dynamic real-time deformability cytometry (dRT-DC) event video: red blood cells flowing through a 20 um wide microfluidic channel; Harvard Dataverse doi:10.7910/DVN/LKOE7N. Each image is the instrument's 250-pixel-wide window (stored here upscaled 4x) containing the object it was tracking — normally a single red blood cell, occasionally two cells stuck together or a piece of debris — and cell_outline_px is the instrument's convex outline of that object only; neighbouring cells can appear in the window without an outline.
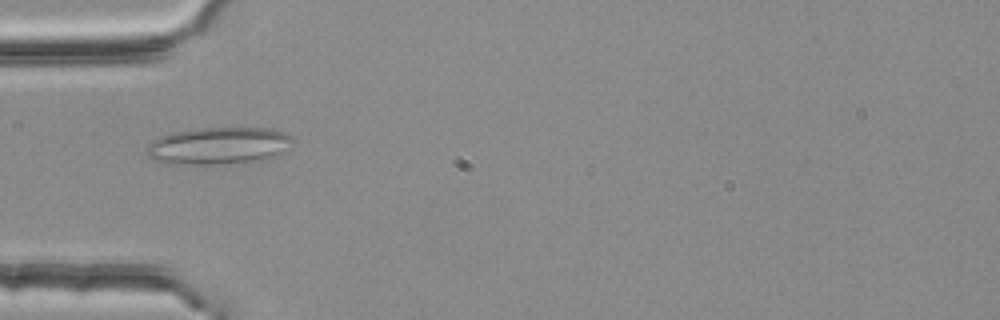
{"species": "common noctule bat (a hibernating species)", "species_latin": "Nyctalus noctula", "temperature_condition": "room temperature", "stored_images_in_passage": 47, "camera_frame_rate_fps": 3000, "um_per_image_px": 0.085, "animal": {"sex": "female", "body_mass_g": 25.1}, "frame": {"image": 1, "passage_image": 10, "time_ms": 3.0, "image_size_px": [1000, 320], "cell_outline_px": [[292, 140], [284, 152], [276, 156], [264, 160], [196, 164], [168, 164], [156, 160], [148, 156], [148, 144], [152, 140], [160, 136], [172, 132], [196, 128], [268, 128], [284, 132], [292, 136]], "centroid_in_image_um": [18.57, 12.37], "position_along_channel_um": 66.4, "area_um2": 31.39}}
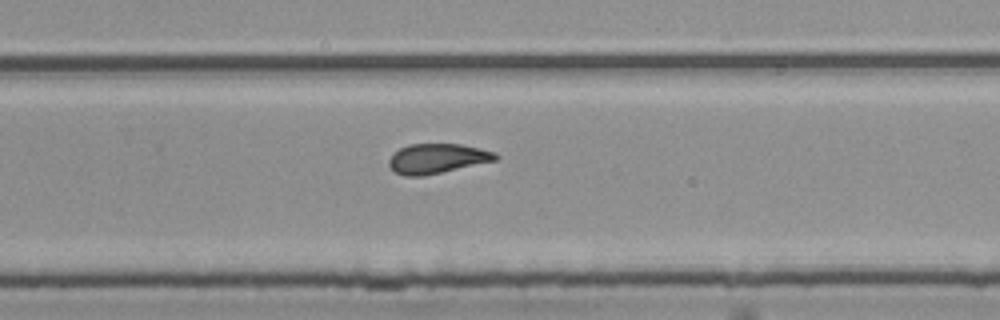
{"frame": {"image": 2, "passage_image": 28, "time_ms": 9.0, "image_size_px": [1000, 320], "cell_outline_px": [[500, 156], [496, 160], [440, 172], [420, 176], [404, 176], [396, 172], [388, 164], [388, 160], [400, 148], [408, 144], [460, 144], [480, 148], [496, 152]], "centroid_in_image_um": [37.17, 13.46], "position_along_channel_um": 292.6, "area_um2": 18.21}}
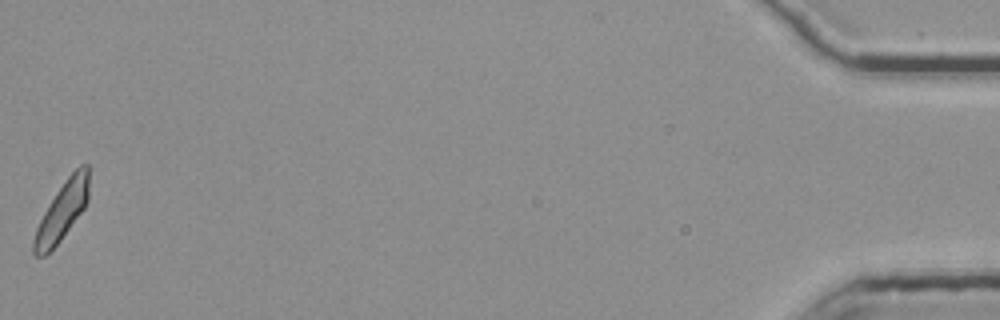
{"frame": {"image": 3, "passage_image": 47, "time_ms": 15.333, "image_size_px": [1000, 320], "cell_outline_px": [[88, 200], [84, 208], [60, 240], [44, 256], [36, 256], [32, 252], [32, 240], [36, 228], [44, 212], [56, 192], [68, 176], [80, 164], [88, 164]], "centroid_in_image_um": [5.26, 17.95], "position_along_channel_um": 429.9, "area_um2": 18.38}, "authors_computed_cell_mechanics": {"area_um2": 18.9006, "velocity_mm_per_s": 3.7672, "shape_relaxation_time_tau1_ms": null, "shape_relaxation_time_tau2_ms": 2.1732, "deformation_change_tau1": null, "deformation_change_tau2": 0.103}}